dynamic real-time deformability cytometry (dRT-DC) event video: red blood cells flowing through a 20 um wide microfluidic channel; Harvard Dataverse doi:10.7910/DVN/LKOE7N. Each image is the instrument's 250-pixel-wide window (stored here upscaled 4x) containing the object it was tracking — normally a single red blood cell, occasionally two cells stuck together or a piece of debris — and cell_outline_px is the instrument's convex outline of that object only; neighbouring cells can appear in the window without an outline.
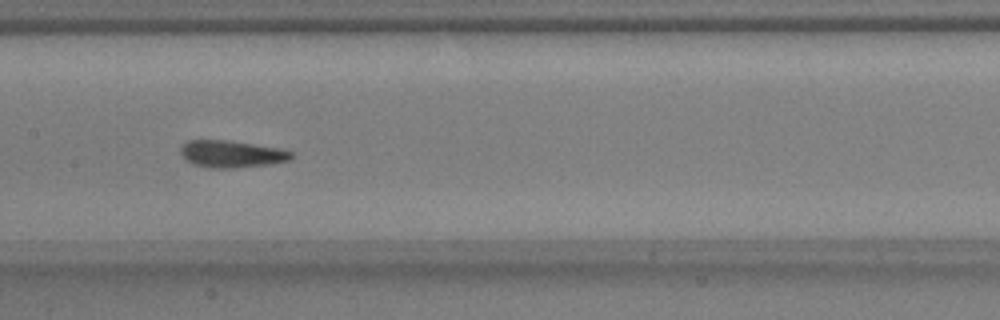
{"species": "common noctule bat (a hibernating species)", "species_latin": "Nyctalus noctula", "temperature_condition": "warm", "stored_images_in_passage": 51, "camera_frame_rate_fps": 3000, "um_per_image_px": 0.085, "animal": {"sex": "male", "body_mass_g": 17.9, "forearm_length_mm": 54.2}, "frame": {"image": 1, "passage_image": 28, "time_ms": 9.0, "image_size_px": [1000, 320], "cell_outline_px": [[292, 160], [272, 164], [236, 168], [212, 168], [192, 164], [180, 152], [180, 148], [188, 140], [224, 140], [280, 148], [292, 152]], "centroid_in_image_um": [19.72, 13.1], "position_along_channel_um": 187.7, "area_um2": 17.4}}
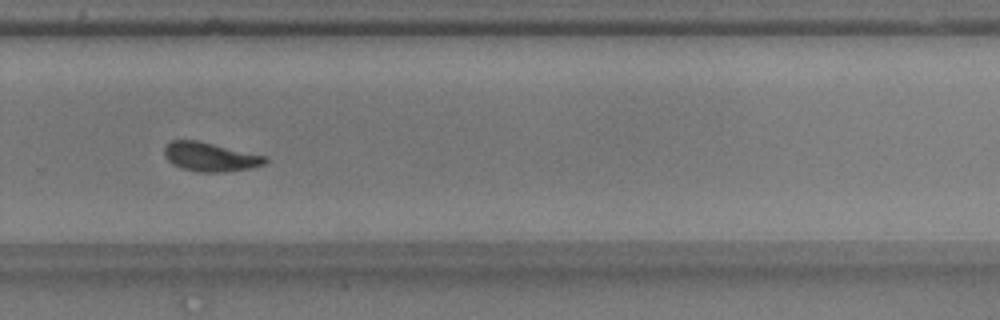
{"frame": {"image": 2, "passage_image": 38, "time_ms": 12.333, "image_size_px": [1000, 320], "cell_outline_px": [[268, 164], [252, 168], [224, 172], [196, 172], [180, 168], [172, 164], [164, 156], [164, 148], [172, 140], [196, 140], [268, 156]], "centroid_in_image_um": [17.91, 13.35], "position_along_channel_um": 311.9, "area_um2": 17.28}}
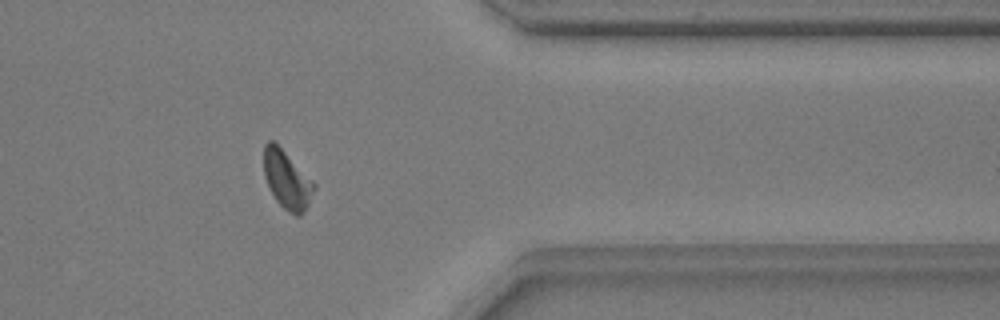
{"frame": {"image": 3, "passage_image": 45, "time_ms": 14.667, "image_size_px": [1000, 320], "cell_outline_px": [[316, 188], [304, 212], [300, 216], [296, 216], [288, 212], [276, 200], [264, 176], [264, 144], [268, 140], [272, 140], [316, 184]], "centroid_in_image_um": [24.4, 15.31], "position_along_channel_um": 387.0, "area_um2": 16.65}, "authors_computed_cell_mechanics": {"area_um2": 16.7042, "velocity_mm_per_s": 3.7352, "shape_relaxation_time_tau1_ms": 7.5664, "shape_relaxation_time_tau2_ms": 1.3305, "deformation_change_tau1": 0.1833, "deformation_change_tau2": 0.0573}}